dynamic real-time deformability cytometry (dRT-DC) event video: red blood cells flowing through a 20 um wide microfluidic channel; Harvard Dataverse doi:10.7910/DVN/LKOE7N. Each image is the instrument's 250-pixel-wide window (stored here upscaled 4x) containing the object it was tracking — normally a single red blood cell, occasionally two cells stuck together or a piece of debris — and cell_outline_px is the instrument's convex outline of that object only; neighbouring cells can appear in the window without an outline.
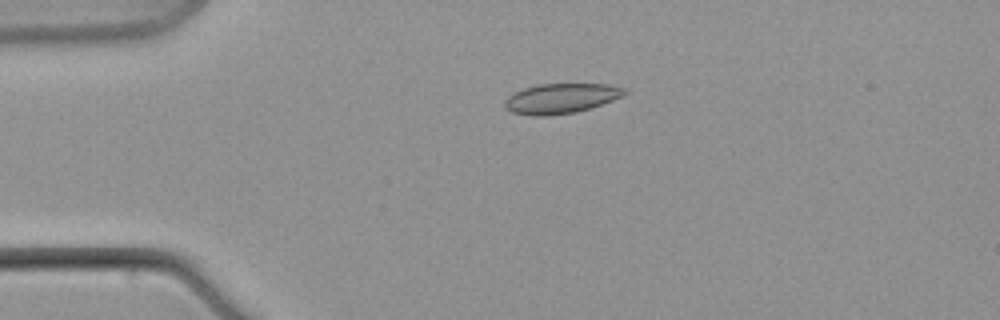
{"species": "common noctule bat (a hibernating species)", "species_latin": "Nyctalus noctula", "temperature_condition": "warm", "stored_images_in_passage": 7, "camera_frame_rate_fps": 3000, "um_per_image_px": 0.085, "animal": {"sex": "male", "body_mass_g": 21.5, "forearm_length_mm": 52.0}, "frame": {"image": 1, "passage_image": 4, "time_ms": 5.333, "image_size_px": [1000, 320], "cell_outline_px": [[628, 92], [624, 96], [576, 112], [548, 116], [532, 116], [512, 112], [504, 104], [504, 100], [508, 96], [524, 88], [536, 84], [608, 84], [624, 88]], "centroid_in_image_um": [47.68, 8.36], "position_along_channel_um": 37.3, "area_um2": 20.81}}
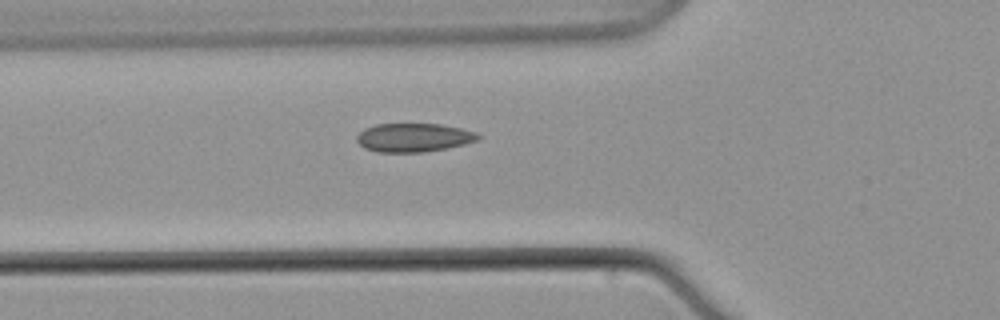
{"frame": {"image": 2, "passage_image": 7, "time_ms": 8.667, "image_size_px": [1000, 320], "cell_outline_px": [[480, 136], [476, 140], [464, 144], [448, 148], [424, 152], [376, 152], [364, 148], [356, 140], [356, 136], [364, 128], [376, 124], [440, 124], [460, 128], [476, 132]], "centroid_in_image_um": [35.13, 11.69], "position_along_channel_um": 90.7, "area_um2": 20.23}}